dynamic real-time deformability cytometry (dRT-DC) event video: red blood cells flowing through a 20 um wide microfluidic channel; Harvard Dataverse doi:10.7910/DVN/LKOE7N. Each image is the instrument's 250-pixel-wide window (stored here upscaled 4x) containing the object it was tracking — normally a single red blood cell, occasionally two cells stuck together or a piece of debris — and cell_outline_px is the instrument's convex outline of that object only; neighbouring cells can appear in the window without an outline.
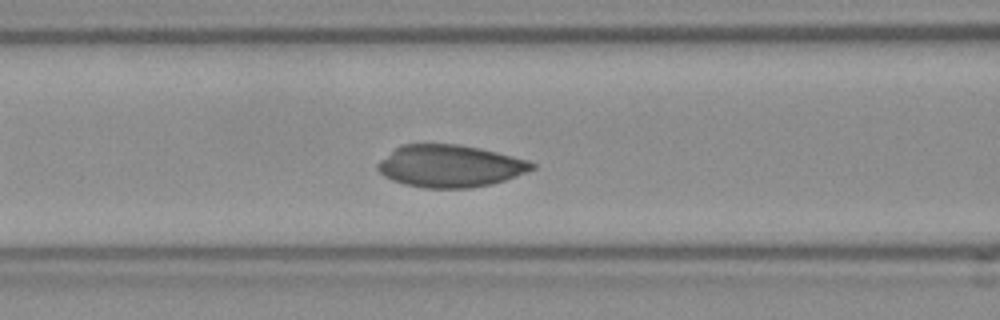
{"species": "Egyptian fruit bat (a non-hibernating species)", "species_latin": "Rousettus aegyptiacus", "temperature_condition": "room temperature", "stored_images_in_passage": 49, "camera_frame_rate_fps": 3000, "um_per_image_px": 0.085, "frame": {"image": 1, "passage_image": 20, "time_ms": 6.333, "image_size_px": [1000, 320], "cell_outline_px": [[536, 168], [516, 176], [492, 184], [468, 188], [424, 188], [404, 184], [392, 180], [384, 176], [376, 168], [376, 164], [380, 160], [396, 148], [404, 144], [460, 144], [480, 148], [528, 160], [536, 164]], "centroid_in_image_um": [38.25, 14.12], "position_along_channel_um": 128.4, "area_um2": 37.92}}
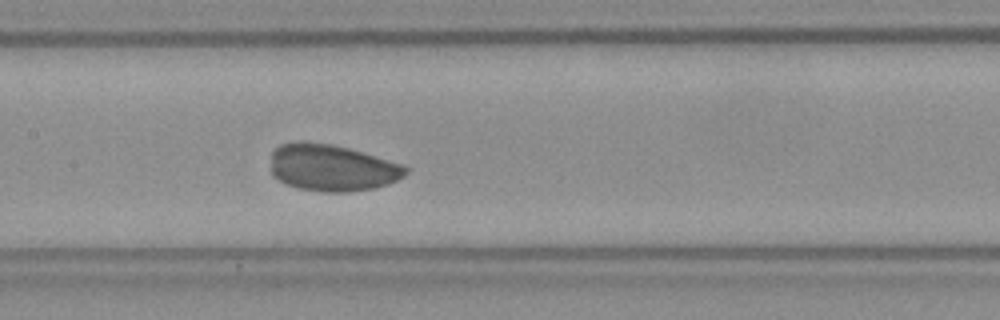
{"frame": {"image": 2, "passage_image": 24, "time_ms": 7.667, "image_size_px": [1000, 320], "cell_outline_px": [[408, 172], [404, 176], [388, 184], [372, 188], [348, 192], [324, 192], [296, 188], [272, 176], [272, 152], [280, 144], [296, 140], [304, 140], [332, 144], [348, 148], [400, 164], [408, 168]], "centroid_in_image_um": [28.18, 14.25], "position_along_channel_um": 179.2, "area_um2": 36.7}}